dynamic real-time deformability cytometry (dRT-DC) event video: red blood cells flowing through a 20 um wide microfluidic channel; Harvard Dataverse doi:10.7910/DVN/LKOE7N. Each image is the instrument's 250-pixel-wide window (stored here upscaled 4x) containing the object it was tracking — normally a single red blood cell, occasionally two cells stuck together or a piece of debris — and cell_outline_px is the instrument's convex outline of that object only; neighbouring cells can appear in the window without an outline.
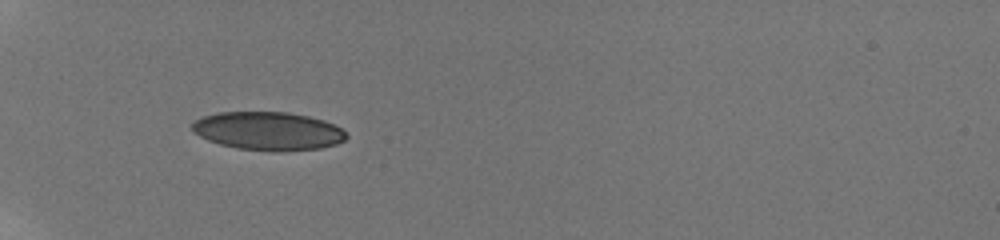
{"species": "human", "species_latin": "Homo sapiens", "temperature_condition": "room temperature", "stored_images_in_passage": 33, "camera_frame_rate_fps": 3000, "um_per_image_px": 0.085, "donor": {"sex": "male"}, "frame": {"image": 1, "passage_image": 2, "time_ms": 0.667, "image_size_px": [1000, 240], "cell_outline_px": [[348, 136], [344, 140], [336, 144], [320, 148], [280, 152], [272, 152], [236, 148], [220, 144], [208, 140], [192, 132], [192, 124], [196, 120], [204, 116], [216, 112], [288, 112], [308, 116], [324, 120], [340, 128]], "centroid_in_image_um": [22.78, 11.14], "position_along_channel_um": 62.2, "area_um2": 34.56}}
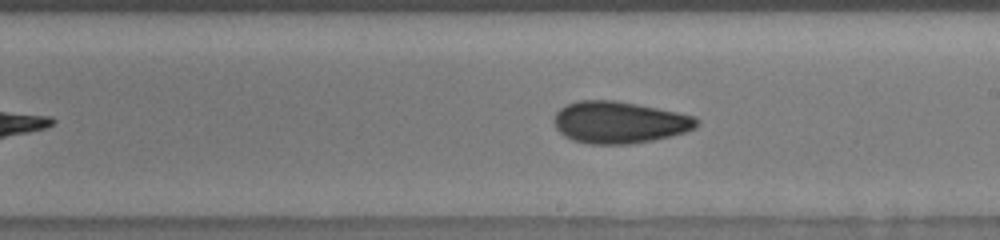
{"frame": {"image": 2, "passage_image": 13, "time_ms": 5.667, "image_size_px": [1000, 240], "cell_outline_px": [[700, 124], [696, 128], [684, 132], [652, 140], [628, 144], [588, 144], [572, 140], [564, 136], [556, 128], [552, 120], [556, 112], [560, 108], [576, 100], [612, 100], [636, 104], [696, 116], [700, 120]], "centroid_in_image_um": [52.62, 10.4], "position_along_channel_um": 236.4, "area_um2": 34.85}}
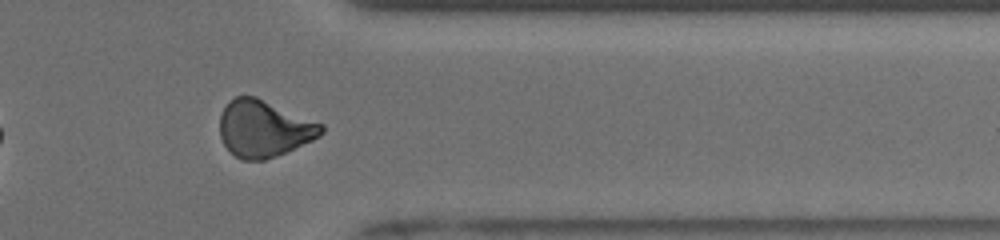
{"frame": {"image": 3, "passage_image": 24, "time_ms": 9.667, "image_size_px": [1000, 240], "cell_outline_px": [[324, 132], [320, 136], [312, 140], [276, 156], [264, 160], [240, 160], [224, 144], [220, 136], [220, 116], [228, 100], [236, 96], [256, 96], [324, 124]], "centroid_in_image_um": [22.44, 10.92], "position_along_channel_um": 389.0, "area_um2": 33.58}, "authors_computed_cell_mechanics": {"area_um2": 33.5818, "velocity_mm_per_s": 3.8647, "shape_relaxation_time_tau1_ms": null, "shape_relaxation_time_tau2_ms": 1.4523, "deformation_change_tau1": null, "deformation_change_tau2": 0.0622}}